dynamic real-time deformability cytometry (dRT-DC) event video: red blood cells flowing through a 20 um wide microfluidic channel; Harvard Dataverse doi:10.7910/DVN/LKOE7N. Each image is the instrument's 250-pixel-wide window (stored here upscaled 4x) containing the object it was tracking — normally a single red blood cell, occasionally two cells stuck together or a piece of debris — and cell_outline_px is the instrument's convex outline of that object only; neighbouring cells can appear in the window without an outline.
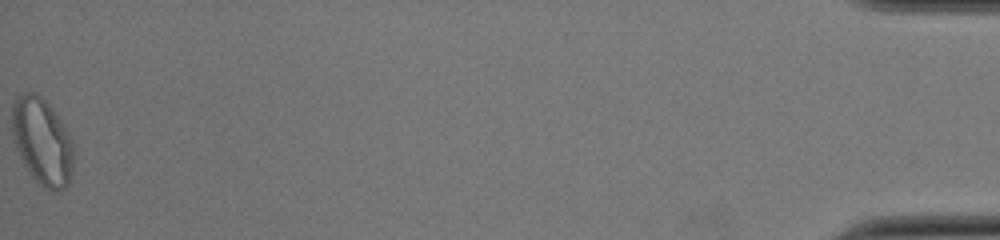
{"species": "common noctule bat (a hibernating species)", "species_latin": "Nyctalus noctula", "temperature_condition": "cold", "stored_images_in_passage": 52, "segment_of_instrument_passage": [2, 2], "camera_frame_rate_fps": 3000, "um_per_image_px": 0.085, "animal": {"sex": "female", "body_mass_g": 22.0, "forearm_length_mm": 56.7}, "frame": {"image": 1, "passage_image": 52, "time_ms": 17.0, "image_size_px": [1000, 240], "cell_outline_px": [[72, 164], [68, 184], [64, 188], [56, 192], [44, 188], [28, 172], [16, 148], [12, 132], [12, 104], [16, 96], [24, 92], [32, 92], [40, 96], [52, 108], [68, 132], [72, 140]], "centroid_in_image_um": [3.56, 12.01], "position_along_channel_um": 431.6, "area_um2": 30.87}}